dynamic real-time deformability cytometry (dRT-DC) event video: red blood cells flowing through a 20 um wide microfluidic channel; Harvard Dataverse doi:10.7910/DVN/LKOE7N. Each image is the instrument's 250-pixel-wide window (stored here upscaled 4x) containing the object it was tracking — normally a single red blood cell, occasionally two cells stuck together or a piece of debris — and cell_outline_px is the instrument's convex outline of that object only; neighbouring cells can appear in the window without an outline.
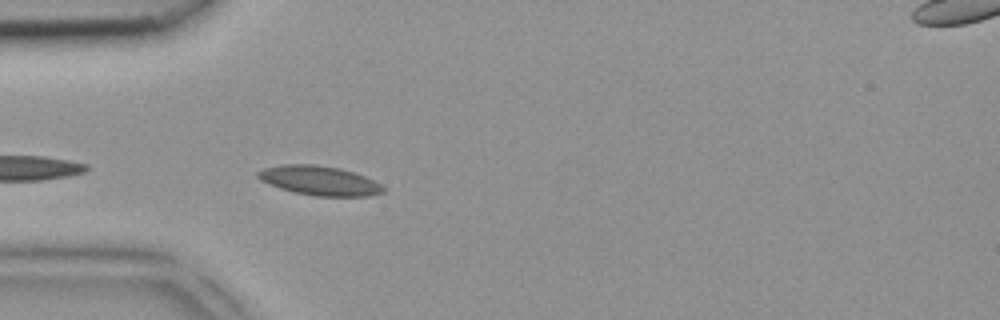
{"species": "common noctule bat (a hibernating species)", "species_latin": "Nyctalus noctula", "temperature_condition": "room temperature", "stored_images_in_passage": 4, "camera_frame_rate_fps": 3000, "um_per_image_px": 0.085, "animal": {"sex": "female", "body_mass_g": 18.4}, "frame": {"image": 1, "passage_image": 4, "time_ms": 1.0, "image_size_px": [1000, 320], "cell_outline_px": [[384, 192], [368, 196], [316, 196], [292, 192], [268, 184], [260, 180], [256, 176], [256, 172], [264, 168], [284, 164], [316, 164], [340, 168], [364, 176], [380, 184], [384, 188]], "centroid_in_image_um": [27.11, 15.35], "position_along_channel_um": 57.9, "area_um2": 21.44}}